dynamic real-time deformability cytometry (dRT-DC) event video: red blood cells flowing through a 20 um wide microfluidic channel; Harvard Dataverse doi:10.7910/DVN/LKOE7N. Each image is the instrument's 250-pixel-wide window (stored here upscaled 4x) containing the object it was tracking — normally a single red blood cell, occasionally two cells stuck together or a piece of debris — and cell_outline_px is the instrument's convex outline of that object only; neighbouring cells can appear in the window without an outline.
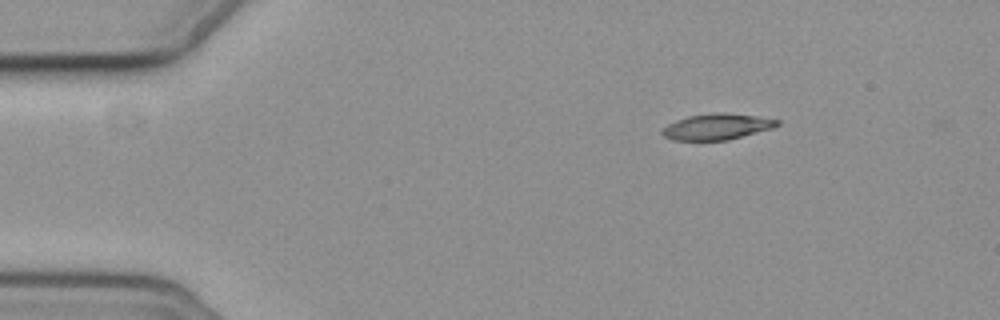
{"species": "common noctule bat (a hibernating species)", "species_latin": "Nyctalus noctula", "temperature_condition": "cold", "stored_images_in_passage": 8, "camera_frame_rate_fps": 3000, "um_per_image_px": 0.085, "animal": {"sex": "female", "body_mass_g": 19.3, "forearm_length_mm": 54.1}, "frame": {"image": 1, "passage_image": 1, "time_ms": 0.0, "image_size_px": [1000, 320], "cell_outline_px": [[780, 124], [772, 128], [728, 140], [672, 140], [664, 136], [660, 132], [668, 124], [676, 120], [688, 116], [756, 116], [780, 120]], "centroid_in_image_um": [60.91, 10.83], "position_along_channel_um": 24.1, "area_um2": 16.24}}
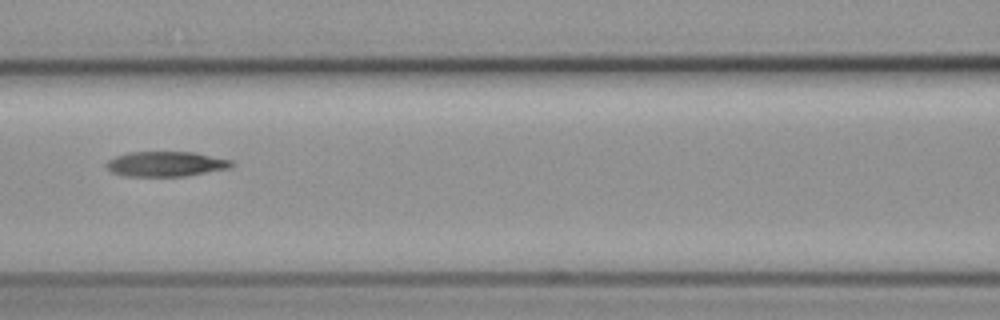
{"frame": {"image": 2, "passage_image": 6, "time_ms": 5.667, "image_size_px": [1000, 320], "cell_outline_px": [[232, 164], [228, 168], [184, 176], [124, 176], [112, 172], [104, 164], [108, 160], [116, 156], [128, 152], [196, 152], [232, 160]], "centroid_in_image_um": [14.06, 13.93], "position_along_channel_um": 152.5, "area_um2": 18.15}}
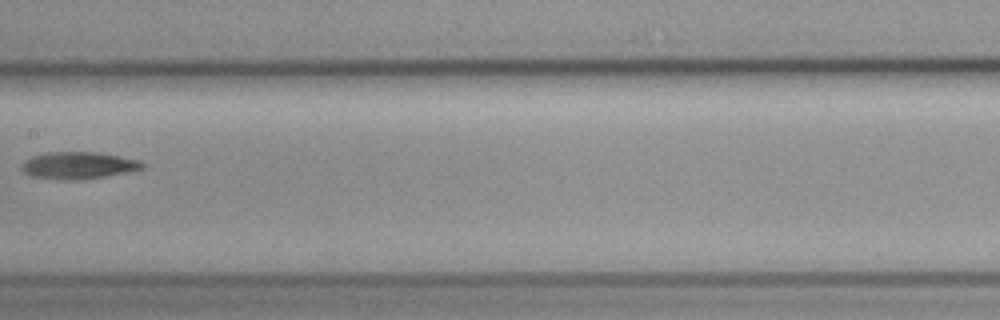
{"frame": {"image": 3, "passage_image": 7, "time_ms": 7.0, "image_size_px": [1000, 320], "cell_outline_px": [[144, 168], [124, 172], [100, 176], [32, 176], [24, 172], [20, 168], [20, 164], [24, 160], [32, 156], [48, 152], [100, 152], [140, 160], [144, 164]], "centroid_in_image_um": [6.67, 13.97], "position_along_channel_um": 200.7, "area_um2": 17.69}}